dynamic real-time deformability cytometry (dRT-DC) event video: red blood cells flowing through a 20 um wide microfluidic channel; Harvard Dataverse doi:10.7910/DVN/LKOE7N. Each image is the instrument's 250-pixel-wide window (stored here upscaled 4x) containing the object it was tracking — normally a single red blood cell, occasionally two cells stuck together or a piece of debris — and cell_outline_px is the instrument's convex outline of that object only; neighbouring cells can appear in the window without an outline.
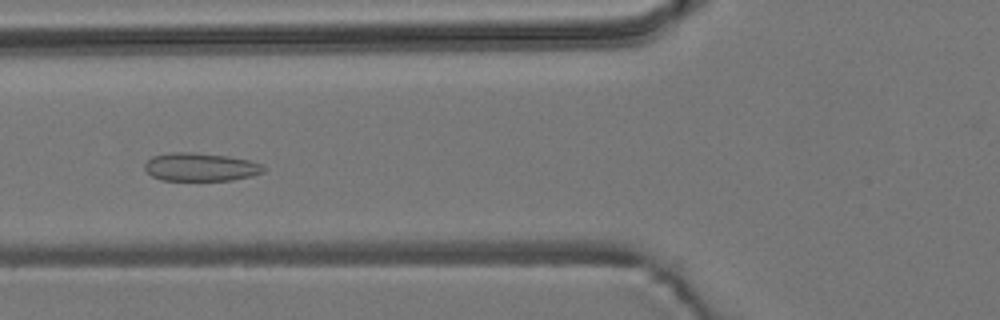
{"species": "common noctule bat (a hibernating species)", "species_latin": "Nyctalus noctula", "temperature_condition": "room temperature", "stored_images_in_passage": 10, "camera_frame_rate_fps": 3000, "um_per_image_px": 0.085, "animal": {"sex": "male", "body_mass_g": 19.2, "forearm_length_mm": 51.8}, "frame": {"image": 1, "passage_image": 5, "time_ms": 1.333, "image_size_px": [1000, 320], "cell_outline_px": [[264, 172], [252, 176], [232, 180], [160, 180], [152, 176], [144, 168], [144, 164], [152, 156], [172, 152], [192, 152], [228, 156], [248, 160], [260, 164], [264, 168]], "centroid_in_image_um": [17.02, 14.19], "position_along_channel_um": 108.8, "area_um2": 19.48}}
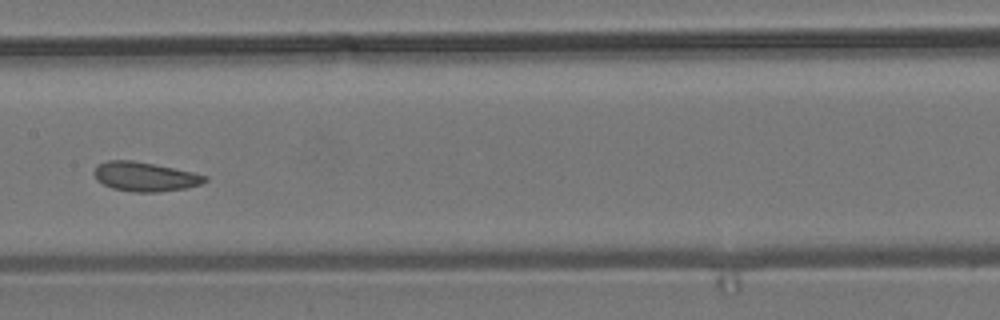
{"frame": {"image": 2, "passage_image": 7, "time_ms": 2.0, "image_size_px": [1000, 320], "cell_outline_px": [[208, 180], [200, 184], [188, 188], [156, 192], [132, 192], [112, 188], [96, 180], [92, 172], [96, 164], [108, 160], [132, 160], [192, 172], [208, 176]], "centroid_in_image_um": [12.28, 15.02], "position_along_channel_um": 195.1, "area_um2": 18.96}}
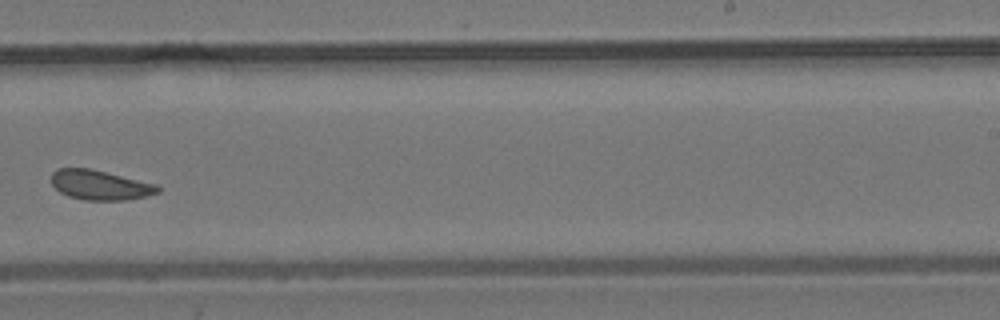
{"frame": {"image": 3, "passage_image": 9, "time_ms": 2.667, "image_size_px": [1000, 320], "cell_outline_px": [[160, 192], [128, 200], [84, 200], [68, 196], [60, 192], [52, 184], [52, 172], [60, 168], [88, 168], [156, 184], [160, 188]], "centroid_in_image_um": [8.49, 15.73], "position_along_channel_um": 280.5, "area_um2": 18.21}}